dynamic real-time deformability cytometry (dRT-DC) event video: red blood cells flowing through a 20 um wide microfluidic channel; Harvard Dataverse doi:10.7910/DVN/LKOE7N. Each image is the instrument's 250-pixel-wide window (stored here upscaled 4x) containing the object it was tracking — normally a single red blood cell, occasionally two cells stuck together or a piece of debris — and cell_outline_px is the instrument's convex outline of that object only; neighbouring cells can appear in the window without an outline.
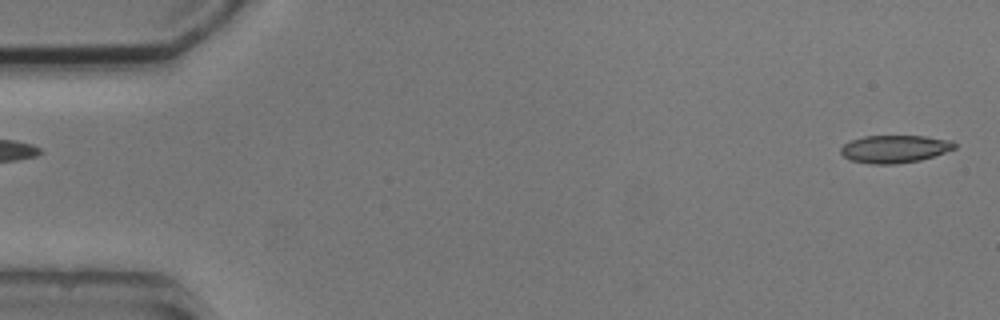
{"species": "common noctule bat (a hibernating species)", "species_latin": "Nyctalus noctula", "temperature_condition": "cold", "stored_images_in_passage": 5, "segment_of_instrument_passage": [2, 2], "camera_frame_rate_fps": 3000, "um_per_image_px": 0.085, "animal": {"sex": "male", "body_mass_g": 20.5, "forearm_length_mm": 52.5}, "frame": {"image": 1, "passage_image": 5, "time_ms": 5.667, "image_size_px": [1000, 320], "cell_outline_px": [[956, 148], [920, 160], [896, 164], [872, 164], [848, 160], [840, 152], [840, 148], [844, 144], [852, 140], [864, 136], [924, 136], [952, 140], [956, 144]], "centroid_in_image_um": [76.03, 12.66], "position_along_channel_um": 9.0, "area_um2": 18.32}}